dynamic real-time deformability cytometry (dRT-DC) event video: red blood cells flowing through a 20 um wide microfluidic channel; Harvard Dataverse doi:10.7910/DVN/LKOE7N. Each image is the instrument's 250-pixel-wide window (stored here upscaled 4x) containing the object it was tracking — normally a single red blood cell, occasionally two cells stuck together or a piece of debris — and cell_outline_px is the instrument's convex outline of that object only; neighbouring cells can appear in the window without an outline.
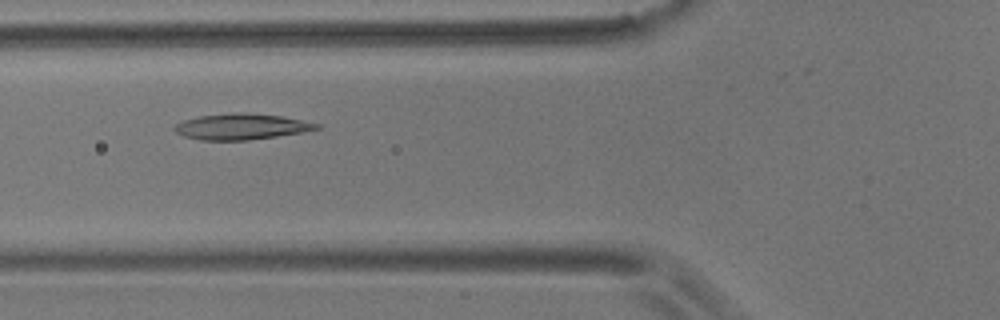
{"species": "common noctule bat (a hibernating species)", "species_latin": "Nyctalus noctula", "temperature_condition": "room temperature", "stored_images_in_passage": 42, "camera_frame_rate_fps": 3000, "um_per_image_px": 0.085, "animal": {"sex": "male", "body_mass_g": 17.9}, "frame": {"image": 1, "passage_image": 17, "time_ms": 5.333, "image_size_px": [1000, 320], "cell_outline_px": [[320, 128], [304, 132], [248, 140], [200, 140], [184, 136], [176, 132], [172, 128], [176, 124], [184, 120], [200, 116], [236, 112], [240, 112], [280, 116], [320, 124]], "centroid_in_image_um": [20.49, 10.77], "position_along_channel_um": 105.3, "area_um2": 21.21}}
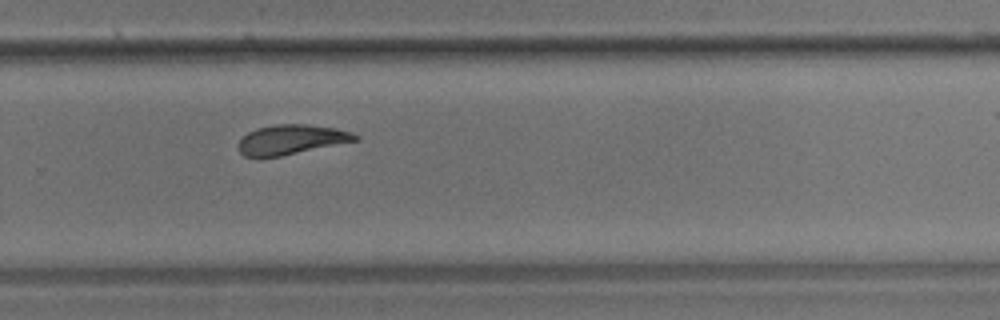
{"frame": {"image": 2, "passage_image": 34, "time_ms": 11.0, "image_size_px": [1000, 320], "cell_outline_px": [[360, 140], [260, 160], [244, 156], [236, 148], [236, 144], [248, 132], [256, 128], [276, 124], [308, 124], [336, 128], [352, 132], [360, 136]], "centroid_in_image_um": [24.71, 11.89], "position_along_channel_um": 305.1, "area_um2": 20.81}}
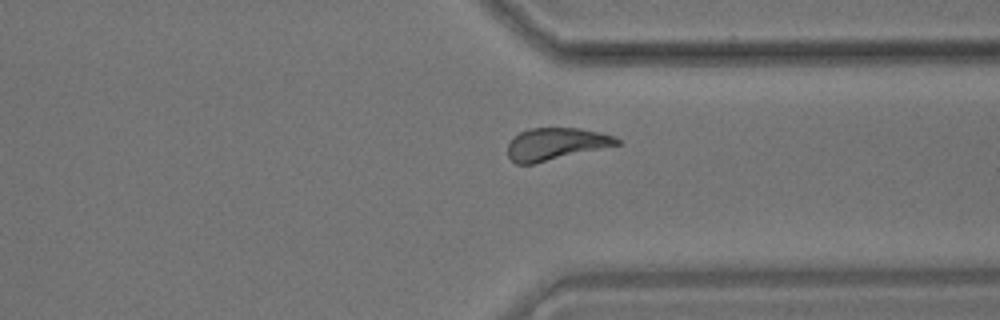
{"frame": {"image": 3, "passage_image": 39, "time_ms": 12.667, "image_size_px": [1000, 320], "cell_outline_px": [[620, 144], [532, 164], [516, 164], [508, 156], [508, 144], [512, 136], [528, 128], [580, 128], [600, 132], [616, 136], [620, 140]], "centroid_in_image_um": [47.23, 12.22], "position_along_channel_um": 364.2, "area_um2": 20.46}}